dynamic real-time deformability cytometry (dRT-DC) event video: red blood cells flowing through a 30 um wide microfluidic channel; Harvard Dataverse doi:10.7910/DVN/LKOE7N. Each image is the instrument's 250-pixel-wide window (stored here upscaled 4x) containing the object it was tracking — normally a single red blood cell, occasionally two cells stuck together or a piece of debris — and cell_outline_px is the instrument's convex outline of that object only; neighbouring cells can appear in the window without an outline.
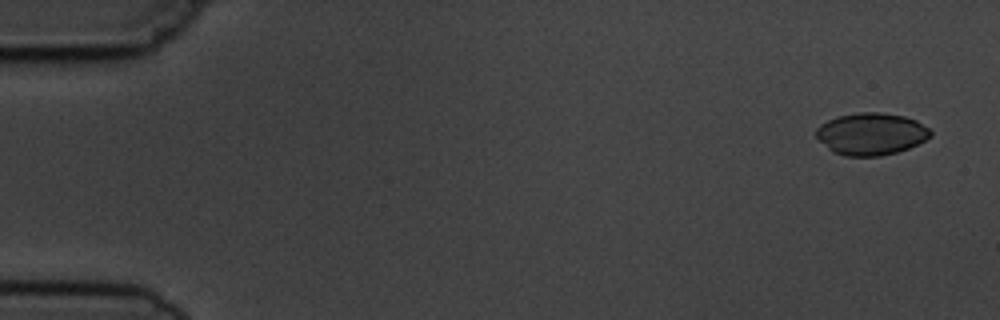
{"species": "common noctule bat (a hibernating species)", "species_latin": "Nyctalus noctula", "temperature_condition": "cold", "stored_images_in_passage": 9, "camera_frame_rate_fps": 3000, "um_per_image_px": 0.085, "animal": {"sex": "male", "body_mass_g": 19.5, "forearm_length_mm": 54.6}, "frame": {"image": 1, "passage_image": 1, "time_ms": 0.0, "image_size_px": [1000, 320], "cell_outline_px": [[932, 136], [908, 148], [896, 152], [880, 156], [844, 156], [832, 152], [816, 136], [816, 128], [820, 124], [828, 120], [840, 116], [860, 112], [880, 112], [904, 116], [916, 120], [928, 128], [932, 132]], "centroid_in_image_um": [74.04, 11.38], "position_along_channel_um": 11.0, "area_um2": 27.92}}
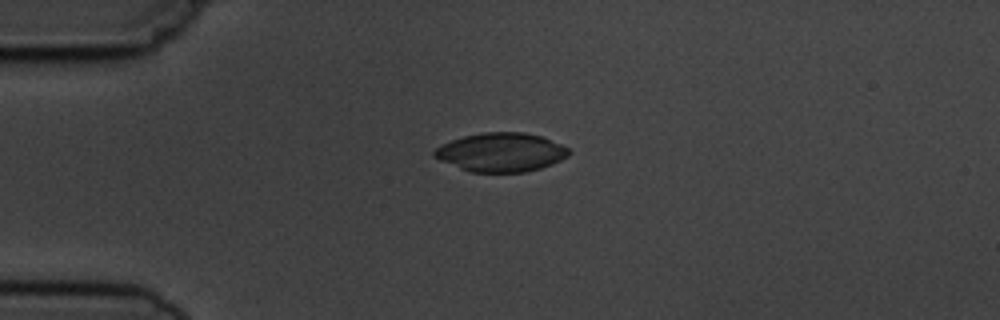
{"frame": {"image": 2, "passage_image": 4, "time_ms": 3.667, "image_size_px": [1000, 320], "cell_outline_px": [[572, 152], [568, 156], [552, 164], [540, 168], [524, 172], [468, 172], [440, 160], [432, 156], [432, 152], [436, 148], [452, 140], [464, 136], [484, 132], [524, 132], [540, 136], [560, 144], [568, 148]], "centroid_in_image_um": [42.58, 12.95], "position_along_channel_um": 42.4, "area_um2": 30.35}}